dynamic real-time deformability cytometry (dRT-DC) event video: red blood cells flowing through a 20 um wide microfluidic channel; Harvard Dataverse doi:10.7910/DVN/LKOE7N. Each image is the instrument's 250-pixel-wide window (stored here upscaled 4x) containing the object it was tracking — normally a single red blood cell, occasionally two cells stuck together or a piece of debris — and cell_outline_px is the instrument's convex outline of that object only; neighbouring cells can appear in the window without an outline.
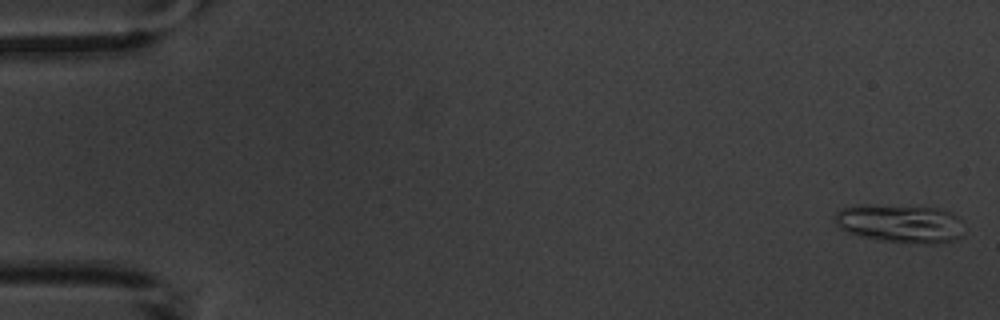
{"species": "common noctule bat (a hibernating species)", "species_latin": "Nyctalus noctula", "temperature_condition": "warm", "stored_images_in_passage": 4, "camera_frame_rate_fps": 3000, "um_per_image_px": 0.085, "animal": {"sex": "male", "body_mass_g": 20.1, "forearm_length_mm": 53.5}, "frame": {"image": 1, "passage_image": 1, "time_ms": 0.0, "image_size_px": [1000, 320], "cell_outline_px": [[960, 236], [956, 240], [940, 244], [924, 244], [880, 240], [860, 236], [848, 232], [840, 228], [836, 224], [836, 212], [844, 208], [940, 208], [952, 212], [960, 220]], "centroid_in_image_um": [76.61, 19.07], "position_along_channel_um": 8.4, "area_um2": 27.4}}